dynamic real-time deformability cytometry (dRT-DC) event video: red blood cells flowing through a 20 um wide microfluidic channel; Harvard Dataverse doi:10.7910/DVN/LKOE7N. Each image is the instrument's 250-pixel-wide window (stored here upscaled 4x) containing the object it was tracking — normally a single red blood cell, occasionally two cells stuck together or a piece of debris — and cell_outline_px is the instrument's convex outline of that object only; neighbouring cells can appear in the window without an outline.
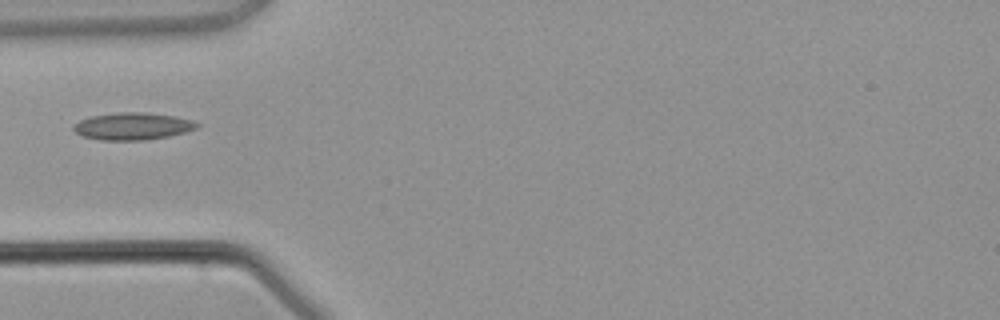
{"species": "common noctule bat (a hibernating species)", "species_latin": "Nyctalus noctula", "temperature_condition": "warm", "stored_images_in_passage": 1, "camera_frame_rate_fps": 3000, "um_per_image_px": 0.085, "animal": {"sex": "male", "body_mass_g": 21.5, "forearm_length_mm": 52.0}, "frame": {"image": 1, "passage_image": 1, "time_ms": 0.0, "image_size_px": [1000, 320], "cell_outline_px": [[200, 124], [196, 128], [184, 132], [168, 136], [144, 140], [100, 140], [84, 136], [76, 132], [72, 128], [80, 120], [92, 116], [120, 112], [144, 112], [172, 116], [192, 120]], "centroid_in_image_um": [11.27, 10.73], "position_along_channel_um": 73.7, "area_um2": 19.25}}